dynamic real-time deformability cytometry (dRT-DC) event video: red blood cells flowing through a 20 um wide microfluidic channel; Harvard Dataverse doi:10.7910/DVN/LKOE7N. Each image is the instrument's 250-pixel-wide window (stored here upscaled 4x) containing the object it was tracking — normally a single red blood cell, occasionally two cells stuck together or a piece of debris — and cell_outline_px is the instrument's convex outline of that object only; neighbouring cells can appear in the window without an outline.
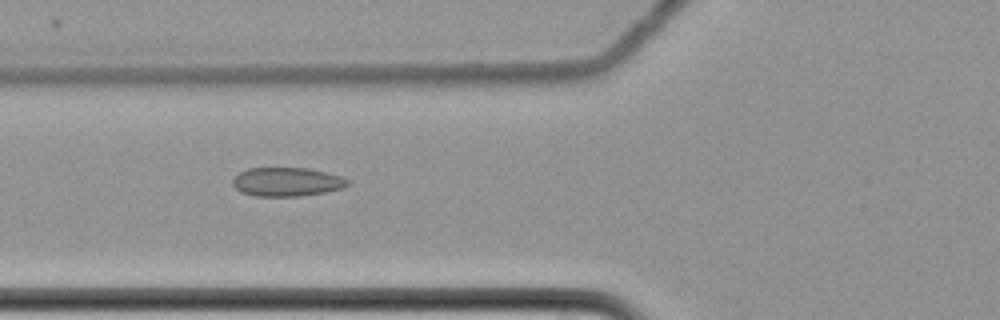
{"species": "common noctule bat (a hibernating species)", "species_latin": "Nyctalus noctula", "temperature_condition": "cold", "stored_images_in_passage": 8, "camera_frame_rate_fps": 3000, "um_per_image_px": 0.085, "animal": {"sex": "female", "body_mass_g": 22.7, "forearm_length_mm": 54.2}, "frame": {"image": 1, "passage_image": 7, "time_ms": 2.0, "image_size_px": [1000, 320], "cell_outline_px": [[348, 184], [344, 188], [324, 192], [300, 196], [256, 196], [240, 192], [232, 184], [232, 180], [240, 172], [248, 168], [308, 168], [328, 172], [344, 176], [348, 180]], "centroid_in_image_um": [24.41, 15.45], "position_along_channel_um": 101.4, "area_um2": 19.42}}
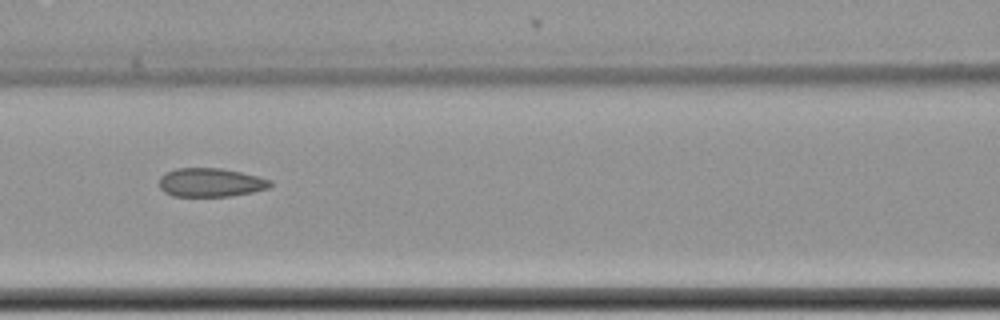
{"frame": {"image": 2, "passage_image": 8, "time_ms": 2.333, "image_size_px": [1000, 320], "cell_outline_px": [[272, 184], [268, 188], [252, 192], [228, 196], [172, 196], [164, 192], [160, 188], [160, 176], [176, 168], [220, 168], [240, 172], [272, 180]], "centroid_in_image_um": [17.89, 15.51], "position_along_channel_um": 148.7, "area_um2": 18.44}}